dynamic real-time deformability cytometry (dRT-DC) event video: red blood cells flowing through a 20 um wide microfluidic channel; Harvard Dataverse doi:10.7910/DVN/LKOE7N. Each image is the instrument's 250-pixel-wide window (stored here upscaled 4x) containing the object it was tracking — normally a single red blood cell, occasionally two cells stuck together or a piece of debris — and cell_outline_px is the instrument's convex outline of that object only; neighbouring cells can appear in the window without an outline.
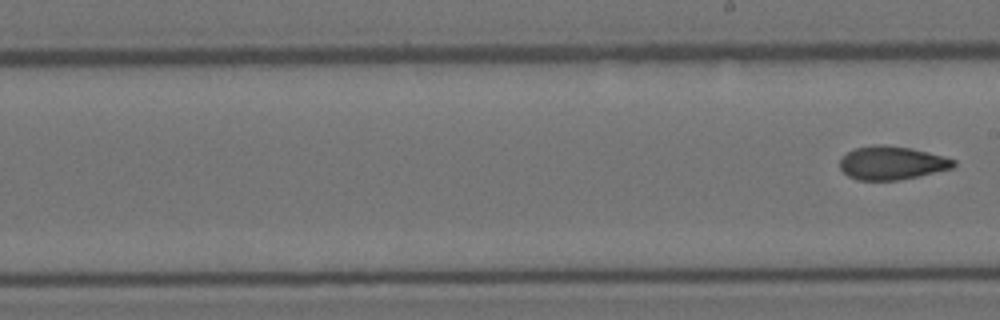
{"species": "Egyptian fruit bat (a non-hibernating species)", "species_latin": "Rousettus aegyptiacus", "temperature_condition": "room temperature", "stored_images_in_passage": 7, "camera_frame_rate_fps": 3000, "um_per_image_px": 0.085, "animal": {"sex": "female"}, "frame": {"image": 1, "passage_image": 7, "time_ms": 2.0, "image_size_px": [1000, 320], "cell_outline_px": [[956, 164], [952, 168], [916, 176], [896, 180], [856, 180], [848, 176], [840, 168], [840, 160], [848, 152], [856, 148], [872, 144], [884, 144], [912, 148], [944, 156], [956, 160]], "centroid_in_image_um": [75.79, 13.83], "position_along_channel_um": 213.2, "area_um2": 22.08}}